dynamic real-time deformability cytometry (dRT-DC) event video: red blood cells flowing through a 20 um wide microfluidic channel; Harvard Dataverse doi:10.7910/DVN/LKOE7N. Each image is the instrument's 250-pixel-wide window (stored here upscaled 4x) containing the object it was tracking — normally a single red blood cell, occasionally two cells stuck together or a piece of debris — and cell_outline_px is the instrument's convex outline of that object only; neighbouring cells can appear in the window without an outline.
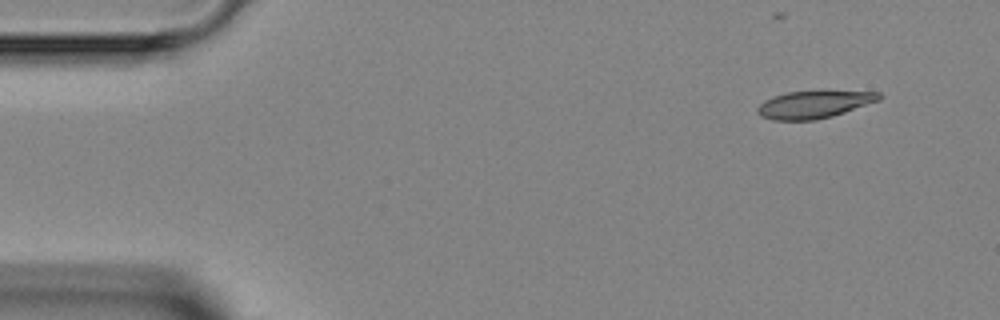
{"species": "Egyptian fruit bat (a non-hibernating species)", "species_latin": "Rousettus aegyptiacus", "temperature_condition": "room temperature", "stored_images_in_passage": 6, "camera_frame_rate_fps": 3000, "um_per_image_px": 0.085, "animal": {"sex": "female"}, "frame": {"image": 1, "passage_image": 1, "time_ms": 0.0, "image_size_px": [1000, 320], "cell_outline_px": [[880, 100], [832, 116], [816, 120], [772, 120], [760, 116], [756, 112], [756, 108], [764, 100], [772, 96], [788, 92], [880, 92]], "centroid_in_image_um": [69.11, 8.9], "position_along_channel_um": 15.9, "area_um2": 19.07}}
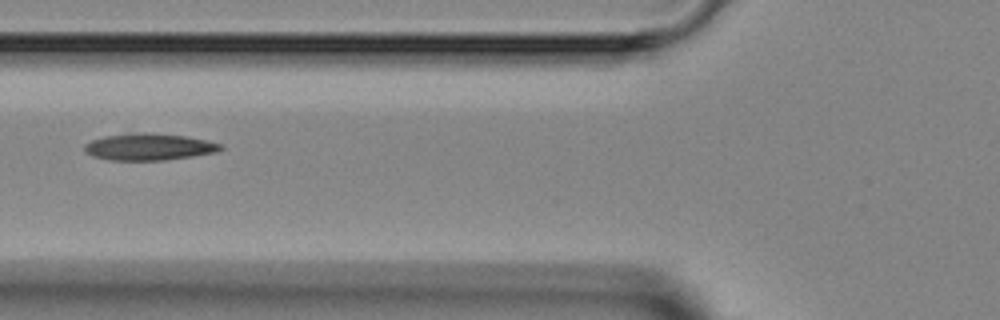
{"frame": {"image": 2, "passage_image": 5, "time_ms": 4.667, "image_size_px": [1000, 320], "cell_outline_px": [[224, 148], [216, 152], [192, 156], [164, 160], [108, 160], [92, 156], [84, 152], [84, 144], [92, 140], [104, 136], [148, 132], [184, 136], [224, 144]], "centroid_in_image_um": [12.65, 12.49], "position_along_channel_um": 113.2, "area_um2": 21.15}}
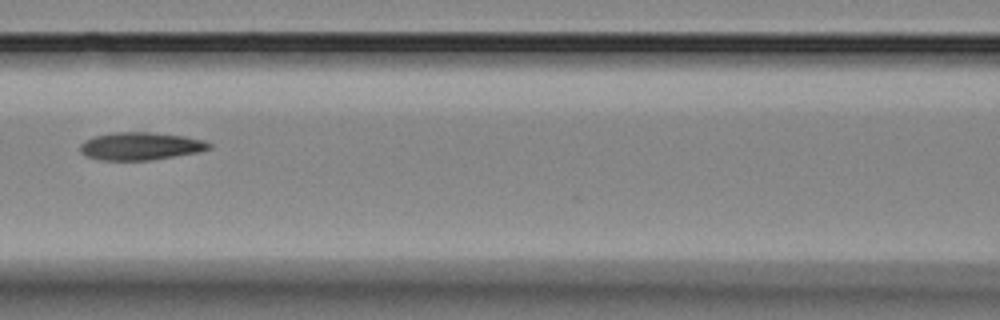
{"frame": {"image": 3, "passage_image": 6, "time_ms": 5.667, "image_size_px": [1000, 320], "cell_outline_px": [[212, 148], [200, 152], [148, 160], [100, 160], [88, 156], [80, 152], [80, 144], [84, 140], [96, 136], [112, 132], [148, 132], [184, 136], [204, 140], [212, 144]], "centroid_in_image_um": [11.96, 12.42], "position_along_channel_um": 154.6, "area_um2": 20.81}}